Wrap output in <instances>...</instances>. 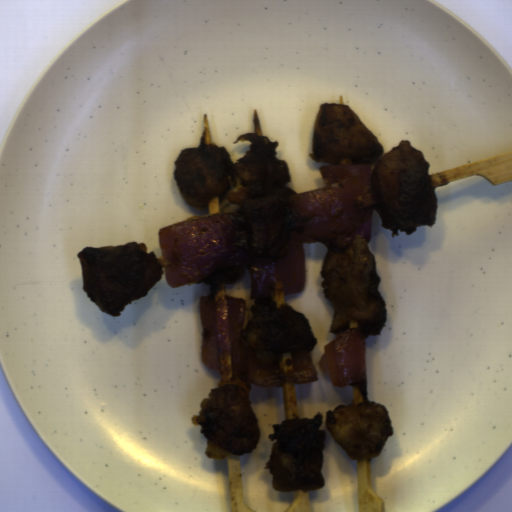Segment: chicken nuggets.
<instances>
[{
	"mask_svg": "<svg viewBox=\"0 0 512 512\" xmlns=\"http://www.w3.org/2000/svg\"><path fill=\"white\" fill-rule=\"evenodd\" d=\"M201 400L199 414L191 415L193 425L207 439L204 453L209 459L251 454L260 439V423L252 408L250 395L254 383L235 375L229 382L219 381Z\"/></svg>",
	"mask_w": 512,
	"mask_h": 512,
	"instance_id": "obj_5",
	"label": "chicken nuggets"
},
{
	"mask_svg": "<svg viewBox=\"0 0 512 512\" xmlns=\"http://www.w3.org/2000/svg\"><path fill=\"white\" fill-rule=\"evenodd\" d=\"M252 317L241 330L240 343L251 350L263 365L282 362L283 353L308 351L317 345L311 324L303 312L292 306L279 308L273 298L254 299Z\"/></svg>",
	"mask_w": 512,
	"mask_h": 512,
	"instance_id": "obj_7",
	"label": "chicken nuggets"
},
{
	"mask_svg": "<svg viewBox=\"0 0 512 512\" xmlns=\"http://www.w3.org/2000/svg\"><path fill=\"white\" fill-rule=\"evenodd\" d=\"M82 268L86 297L110 317L122 314L127 304L148 295L166 271L155 251L144 242L84 247L76 254Z\"/></svg>",
	"mask_w": 512,
	"mask_h": 512,
	"instance_id": "obj_4",
	"label": "chicken nuggets"
},
{
	"mask_svg": "<svg viewBox=\"0 0 512 512\" xmlns=\"http://www.w3.org/2000/svg\"><path fill=\"white\" fill-rule=\"evenodd\" d=\"M308 157L329 166H339L343 159L371 166V188L358 196L356 208L376 211L392 239L398 237V230L410 236L418 226L436 225L439 199L431 187L424 153L401 139L384 154L383 145L349 105L321 104Z\"/></svg>",
	"mask_w": 512,
	"mask_h": 512,
	"instance_id": "obj_2",
	"label": "chicken nuggets"
},
{
	"mask_svg": "<svg viewBox=\"0 0 512 512\" xmlns=\"http://www.w3.org/2000/svg\"><path fill=\"white\" fill-rule=\"evenodd\" d=\"M320 274L322 294L335 311L329 332L337 336L347 331L350 322H358L364 341L380 336L388 319L387 304L379 290L376 256L366 239L356 234L352 244L339 253L327 248Z\"/></svg>",
	"mask_w": 512,
	"mask_h": 512,
	"instance_id": "obj_3",
	"label": "chicken nuggets"
},
{
	"mask_svg": "<svg viewBox=\"0 0 512 512\" xmlns=\"http://www.w3.org/2000/svg\"><path fill=\"white\" fill-rule=\"evenodd\" d=\"M322 412L312 418L284 419L272 424L270 458L264 466L272 474V489L278 492L314 491L324 488L322 473L326 432Z\"/></svg>",
	"mask_w": 512,
	"mask_h": 512,
	"instance_id": "obj_6",
	"label": "chicken nuggets"
},
{
	"mask_svg": "<svg viewBox=\"0 0 512 512\" xmlns=\"http://www.w3.org/2000/svg\"><path fill=\"white\" fill-rule=\"evenodd\" d=\"M249 141L237 163L226 147L206 145L204 135L198 147L182 148L173 162L174 180L181 197L189 206L206 208L214 197H221L232 187L226 200L240 207L231 211L230 251L239 259L274 260L287 257L290 233H304L312 217L299 214L290 197L298 195L284 187L292 181L288 162L279 159V142L266 135L249 132L238 135L232 143Z\"/></svg>",
	"mask_w": 512,
	"mask_h": 512,
	"instance_id": "obj_1",
	"label": "chicken nuggets"
},
{
	"mask_svg": "<svg viewBox=\"0 0 512 512\" xmlns=\"http://www.w3.org/2000/svg\"><path fill=\"white\" fill-rule=\"evenodd\" d=\"M244 271L245 269L243 266H226L222 268H217L202 281L204 282L205 285L210 282L216 281H222L227 285H232L239 281Z\"/></svg>",
	"mask_w": 512,
	"mask_h": 512,
	"instance_id": "obj_9",
	"label": "chicken nuggets"
},
{
	"mask_svg": "<svg viewBox=\"0 0 512 512\" xmlns=\"http://www.w3.org/2000/svg\"><path fill=\"white\" fill-rule=\"evenodd\" d=\"M325 427L351 461L376 459L394 433L387 408L366 397L326 410Z\"/></svg>",
	"mask_w": 512,
	"mask_h": 512,
	"instance_id": "obj_8",
	"label": "chicken nuggets"
}]
</instances>
